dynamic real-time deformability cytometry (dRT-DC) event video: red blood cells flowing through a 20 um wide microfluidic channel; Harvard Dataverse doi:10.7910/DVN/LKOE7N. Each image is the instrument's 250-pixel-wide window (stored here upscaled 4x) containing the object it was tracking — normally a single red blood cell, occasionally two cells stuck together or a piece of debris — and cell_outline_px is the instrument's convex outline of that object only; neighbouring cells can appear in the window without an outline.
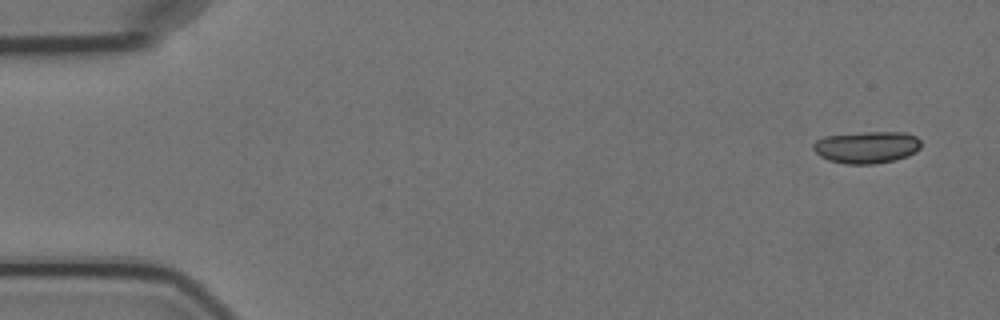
{"species": "Egyptian fruit bat (a non-hibernating species)", "species_latin": "Rousettus aegyptiacus", "temperature_condition": "cold", "stored_images_in_passage": 4, "camera_frame_rate_fps": 3000, "um_per_image_px": 0.085, "animal": {"sex": "female"}, "frame": {"image": 1, "passage_image": 1, "time_ms": 0.0, "image_size_px": [1000, 320], "cell_outline_px": [[920, 148], [916, 152], [908, 156], [876, 164], [848, 164], [828, 160], [820, 156], [812, 148], [812, 144], [816, 140], [824, 136], [864, 132], [904, 132], [916, 136], [920, 140]], "centroid_in_image_um": [73.66, 12.51], "position_along_channel_um": 11.3, "area_um2": 20.17}}